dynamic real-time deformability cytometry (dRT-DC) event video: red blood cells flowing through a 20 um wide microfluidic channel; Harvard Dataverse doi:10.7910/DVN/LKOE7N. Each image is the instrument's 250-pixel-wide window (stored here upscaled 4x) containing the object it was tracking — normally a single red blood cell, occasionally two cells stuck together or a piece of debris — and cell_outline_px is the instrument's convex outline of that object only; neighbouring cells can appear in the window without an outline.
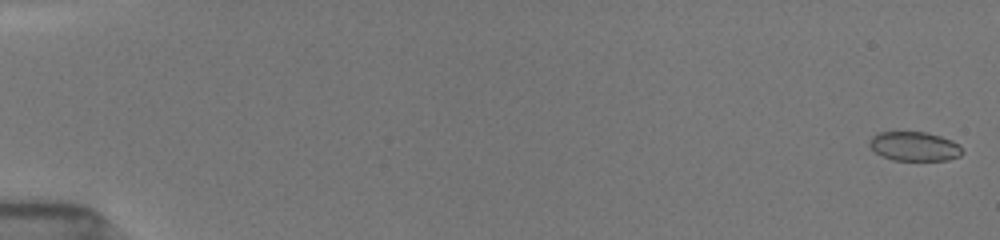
{"species": "common noctule bat (a hibernating species)", "species_latin": "Nyctalus noctula", "temperature_condition": "room temperature", "stored_images_in_passage": 54, "camera_frame_rate_fps": 3000, "um_per_image_px": 0.085, "animal": {"sex": "female", "body_mass_g": 19.5, "forearm_length_mm": 54.1}, "frame": {"image": 1, "passage_image": 2, "time_ms": 0.333, "image_size_px": [1000, 240], "cell_outline_px": [[964, 152], [960, 156], [948, 160], [892, 160], [880, 156], [868, 144], [868, 140], [876, 132], [924, 132], [940, 136], [952, 140], [960, 144]], "centroid_in_image_um": [77.72, 12.44], "position_along_channel_um": 7.3, "area_um2": 16.01}}
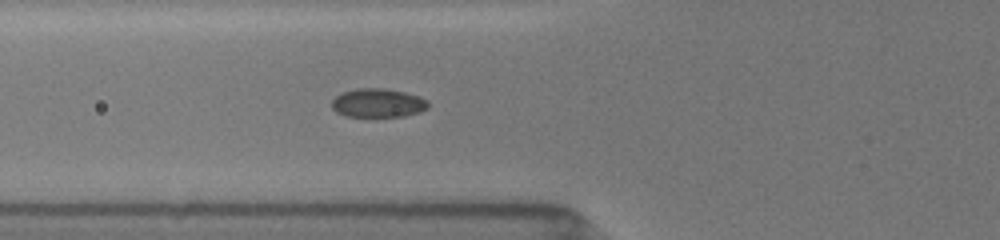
{"frame": {"image": 2, "passage_image": 22, "time_ms": 7.0, "image_size_px": [1000, 240], "cell_outline_px": [[428, 108], [420, 112], [404, 116], [344, 116], [336, 112], [332, 108], [332, 100], [336, 96], [344, 92], [360, 88], [384, 88], [404, 92], [420, 96], [428, 100]], "centroid_in_image_um": [32.14, 8.75], "position_along_channel_um": 93.7, "area_um2": 16.13}}
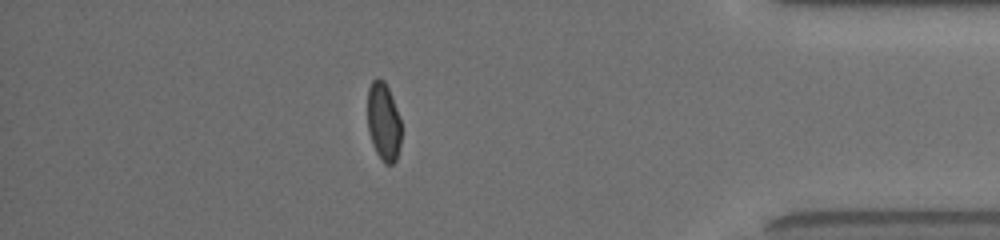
{"frame": {"image": 3, "passage_image": 48, "time_ms": 15.667, "image_size_px": [1000, 240], "cell_outline_px": [[400, 148], [396, 160], [392, 164], [384, 164], [376, 152], [372, 144], [368, 132], [368, 88], [372, 80], [376, 76], [384, 80], [388, 88], [400, 120]], "centroid_in_image_um": [32.58, 10.35], "position_along_channel_um": 402.6, "area_um2": 15.37}, "authors_computed_cell_mechanics": {"area_um2": 16.2707, "velocity_mm_per_s": 3.9321, "shape_relaxation_time_tau1_ms": 8.4591, "shape_relaxation_time_tau2_ms": 1.6713, "deformation_change_tau1": 0.1346, "deformation_change_tau2": 0.0358}}